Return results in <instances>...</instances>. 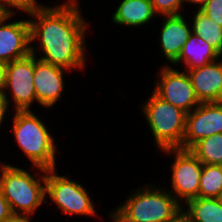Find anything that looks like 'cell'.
Masks as SVG:
<instances>
[{"instance_id":"1","label":"cell","mask_w":222,"mask_h":222,"mask_svg":"<svg viewBox=\"0 0 222 222\" xmlns=\"http://www.w3.org/2000/svg\"><path fill=\"white\" fill-rule=\"evenodd\" d=\"M65 2L54 7L43 5L29 14L33 18L29 20L30 40L40 41L43 55L39 59L67 70H82L86 64L88 23L80 13L78 1Z\"/></svg>"},{"instance_id":"2","label":"cell","mask_w":222,"mask_h":222,"mask_svg":"<svg viewBox=\"0 0 222 222\" xmlns=\"http://www.w3.org/2000/svg\"><path fill=\"white\" fill-rule=\"evenodd\" d=\"M32 168L39 170L36 177L11 164H0V190L10 204L13 214L33 216L40 205L47 202L46 170L40 167Z\"/></svg>"},{"instance_id":"3","label":"cell","mask_w":222,"mask_h":222,"mask_svg":"<svg viewBox=\"0 0 222 222\" xmlns=\"http://www.w3.org/2000/svg\"><path fill=\"white\" fill-rule=\"evenodd\" d=\"M13 135L32 167L45 170L56 169L55 138L47 129V125L31 110L14 111Z\"/></svg>"},{"instance_id":"4","label":"cell","mask_w":222,"mask_h":222,"mask_svg":"<svg viewBox=\"0 0 222 222\" xmlns=\"http://www.w3.org/2000/svg\"><path fill=\"white\" fill-rule=\"evenodd\" d=\"M148 127L160 150L181 148L186 131V112L158 97L153 91L142 104Z\"/></svg>"},{"instance_id":"5","label":"cell","mask_w":222,"mask_h":222,"mask_svg":"<svg viewBox=\"0 0 222 222\" xmlns=\"http://www.w3.org/2000/svg\"><path fill=\"white\" fill-rule=\"evenodd\" d=\"M117 208L135 222H167L183 207L165 188L147 185L131 193Z\"/></svg>"},{"instance_id":"6","label":"cell","mask_w":222,"mask_h":222,"mask_svg":"<svg viewBox=\"0 0 222 222\" xmlns=\"http://www.w3.org/2000/svg\"><path fill=\"white\" fill-rule=\"evenodd\" d=\"M57 169L46 170L45 197L57 205L62 214L97 215L95 205L83 185L65 176L56 174Z\"/></svg>"},{"instance_id":"7","label":"cell","mask_w":222,"mask_h":222,"mask_svg":"<svg viewBox=\"0 0 222 222\" xmlns=\"http://www.w3.org/2000/svg\"><path fill=\"white\" fill-rule=\"evenodd\" d=\"M34 55L29 54L26 57L4 64L2 92L7 98L8 106L10 100L9 94L13 100L15 111L32 110L33 102H37L34 88Z\"/></svg>"},{"instance_id":"8","label":"cell","mask_w":222,"mask_h":222,"mask_svg":"<svg viewBox=\"0 0 222 222\" xmlns=\"http://www.w3.org/2000/svg\"><path fill=\"white\" fill-rule=\"evenodd\" d=\"M161 151L168 156L174 154L169 192L183 206L182 201L198 197L203 164L188 149L168 148Z\"/></svg>"},{"instance_id":"9","label":"cell","mask_w":222,"mask_h":222,"mask_svg":"<svg viewBox=\"0 0 222 222\" xmlns=\"http://www.w3.org/2000/svg\"><path fill=\"white\" fill-rule=\"evenodd\" d=\"M160 70L153 90L158 97L186 113L200 104L186 69L181 72L166 63Z\"/></svg>"},{"instance_id":"10","label":"cell","mask_w":222,"mask_h":222,"mask_svg":"<svg viewBox=\"0 0 222 222\" xmlns=\"http://www.w3.org/2000/svg\"><path fill=\"white\" fill-rule=\"evenodd\" d=\"M222 133V101L200 103L186 114L182 149L190 150L198 141Z\"/></svg>"},{"instance_id":"11","label":"cell","mask_w":222,"mask_h":222,"mask_svg":"<svg viewBox=\"0 0 222 222\" xmlns=\"http://www.w3.org/2000/svg\"><path fill=\"white\" fill-rule=\"evenodd\" d=\"M31 45L34 55V88L37 103L44 108H52L61 99L64 89L65 68L47 63L36 56V47Z\"/></svg>"},{"instance_id":"12","label":"cell","mask_w":222,"mask_h":222,"mask_svg":"<svg viewBox=\"0 0 222 222\" xmlns=\"http://www.w3.org/2000/svg\"><path fill=\"white\" fill-rule=\"evenodd\" d=\"M13 14L0 17V62L3 64L26 57L31 53L29 20L7 23Z\"/></svg>"},{"instance_id":"13","label":"cell","mask_w":222,"mask_h":222,"mask_svg":"<svg viewBox=\"0 0 222 222\" xmlns=\"http://www.w3.org/2000/svg\"><path fill=\"white\" fill-rule=\"evenodd\" d=\"M219 61L186 70L200 103L222 101V59Z\"/></svg>"},{"instance_id":"14","label":"cell","mask_w":222,"mask_h":222,"mask_svg":"<svg viewBox=\"0 0 222 222\" xmlns=\"http://www.w3.org/2000/svg\"><path fill=\"white\" fill-rule=\"evenodd\" d=\"M160 43L166 60L173 64L180 56L183 46L192 33V27L182 14L163 16Z\"/></svg>"},{"instance_id":"15","label":"cell","mask_w":222,"mask_h":222,"mask_svg":"<svg viewBox=\"0 0 222 222\" xmlns=\"http://www.w3.org/2000/svg\"><path fill=\"white\" fill-rule=\"evenodd\" d=\"M221 57L222 55L214 47L192 32L183 46L179 58L173 64L175 66V64L182 62L187 70H192Z\"/></svg>"},{"instance_id":"16","label":"cell","mask_w":222,"mask_h":222,"mask_svg":"<svg viewBox=\"0 0 222 222\" xmlns=\"http://www.w3.org/2000/svg\"><path fill=\"white\" fill-rule=\"evenodd\" d=\"M155 15L151 0H122L112 15V21L133 28L149 24Z\"/></svg>"},{"instance_id":"17","label":"cell","mask_w":222,"mask_h":222,"mask_svg":"<svg viewBox=\"0 0 222 222\" xmlns=\"http://www.w3.org/2000/svg\"><path fill=\"white\" fill-rule=\"evenodd\" d=\"M185 204L187 209L184 205L182 209L190 222H222V204L217 198L197 197Z\"/></svg>"},{"instance_id":"18","label":"cell","mask_w":222,"mask_h":222,"mask_svg":"<svg viewBox=\"0 0 222 222\" xmlns=\"http://www.w3.org/2000/svg\"><path fill=\"white\" fill-rule=\"evenodd\" d=\"M192 32L200 36L222 55V27L201 10H197L192 22Z\"/></svg>"},{"instance_id":"19","label":"cell","mask_w":222,"mask_h":222,"mask_svg":"<svg viewBox=\"0 0 222 222\" xmlns=\"http://www.w3.org/2000/svg\"><path fill=\"white\" fill-rule=\"evenodd\" d=\"M190 151L202 164L222 165V133L198 141Z\"/></svg>"},{"instance_id":"20","label":"cell","mask_w":222,"mask_h":222,"mask_svg":"<svg viewBox=\"0 0 222 222\" xmlns=\"http://www.w3.org/2000/svg\"><path fill=\"white\" fill-rule=\"evenodd\" d=\"M222 190V165L203 164L198 197L217 198Z\"/></svg>"},{"instance_id":"21","label":"cell","mask_w":222,"mask_h":222,"mask_svg":"<svg viewBox=\"0 0 222 222\" xmlns=\"http://www.w3.org/2000/svg\"><path fill=\"white\" fill-rule=\"evenodd\" d=\"M41 6L43 5H40L37 0H0V10L4 14L14 15L17 12L16 10H21L22 12L24 11L26 14H31L33 11Z\"/></svg>"},{"instance_id":"22","label":"cell","mask_w":222,"mask_h":222,"mask_svg":"<svg viewBox=\"0 0 222 222\" xmlns=\"http://www.w3.org/2000/svg\"><path fill=\"white\" fill-rule=\"evenodd\" d=\"M151 3L155 14L159 16L179 15L184 8L183 0H151Z\"/></svg>"},{"instance_id":"23","label":"cell","mask_w":222,"mask_h":222,"mask_svg":"<svg viewBox=\"0 0 222 222\" xmlns=\"http://www.w3.org/2000/svg\"><path fill=\"white\" fill-rule=\"evenodd\" d=\"M200 10L222 27V0H207Z\"/></svg>"},{"instance_id":"24","label":"cell","mask_w":222,"mask_h":222,"mask_svg":"<svg viewBox=\"0 0 222 222\" xmlns=\"http://www.w3.org/2000/svg\"><path fill=\"white\" fill-rule=\"evenodd\" d=\"M13 215L10 204L0 190V222H5Z\"/></svg>"},{"instance_id":"25","label":"cell","mask_w":222,"mask_h":222,"mask_svg":"<svg viewBox=\"0 0 222 222\" xmlns=\"http://www.w3.org/2000/svg\"><path fill=\"white\" fill-rule=\"evenodd\" d=\"M8 109L7 98L0 89V125L3 123Z\"/></svg>"},{"instance_id":"26","label":"cell","mask_w":222,"mask_h":222,"mask_svg":"<svg viewBox=\"0 0 222 222\" xmlns=\"http://www.w3.org/2000/svg\"><path fill=\"white\" fill-rule=\"evenodd\" d=\"M109 216L111 217L110 219L113 220L112 222H135L123 214L118 208L111 212Z\"/></svg>"},{"instance_id":"27","label":"cell","mask_w":222,"mask_h":222,"mask_svg":"<svg viewBox=\"0 0 222 222\" xmlns=\"http://www.w3.org/2000/svg\"><path fill=\"white\" fill-rule=\"evenodd\" d=\"M31 215L13 214L5 222H31Z\"/></svg>"},{"instance_id":"28","label":"cell","mask_w":222,"mask_h":222,"mask_svg":"<svg viewBox=\"0 0 222 222\" xmlns=\"http://www.w3.org/2000/svg\"><path fill=\"white\" fill-rule=\"evenodd\" d=\"M167 222H190L187 214L183 211V209L176 214L171 220Z\"/></svg>"},{"instance_id":"29","label":"cell","mask_w":222,"mask_h":222,"mask_svg":"<svg viewBox=\"0 0 222 222\" xmlns=\"http://www.w3.org/2000/svg\"><path fill=\"white\" fill-rule=\"evenodd\" d=\"M183 2H184V4L187 2V3H192V4H198L199 5V7H198V9L200 10L205 4H206V2H207V0H183Z\"/></svg>"},{"instance_id":"30","label":"cell","mask_w":222,"mask_h":222,"mask_svg":"<svg viewBox=\"0 0 222 222\" xmlns=\"http://www.w3.org/2000/svg\"><path fill=\"white\" fill-rule=\"evenodd\" d=\"M4 64L0 62V89L3 86Z\"/></svg>"},{"instance_id":"31","label":"cell","mask_w":222,"mask_h":222,"mask_svg":"<svg viewBox=\"0 0 222 222\" xmlns=\"http://www.w3.org/2000/svg\"><path fill=\"white\" fill-rule=\"evenodd\" d=\"M217 200L220 204H222V190L220 191L219 195L217 196Z\"/></svg>"},{"instance_id":"32","label":"cell","mask_w":222,"mask_h":222,"mask_svg":"<svg viewBox=\"0 0 222 222\" xmlns=\"http://www.w3.org/2000/svg\"><path fill=\"white\" fill-rule=\"evenodd\" d=\"M4 13L0 10V17L3 15Z\"/></svg>"}]
</instances>
